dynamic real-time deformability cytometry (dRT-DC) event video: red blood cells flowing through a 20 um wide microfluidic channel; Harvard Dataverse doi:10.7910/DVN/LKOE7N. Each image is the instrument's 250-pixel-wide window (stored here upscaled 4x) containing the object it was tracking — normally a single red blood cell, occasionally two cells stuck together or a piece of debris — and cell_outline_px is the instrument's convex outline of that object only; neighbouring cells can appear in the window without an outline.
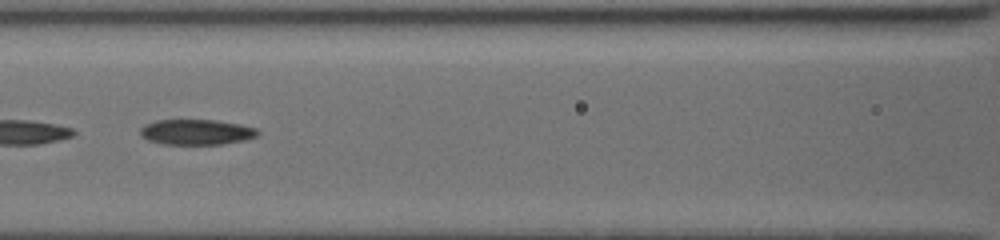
{"species": "common noctule bat (a hibernating species)", "species_latin": "Nyctalus noctula", "temperature_condition": "cold", "stored_images_in_passage": 75, "camera_frame_rate_fps": 3000, "um_per_image_px": 0.085, "animal": {"sex": "female", "body_mass_g": 19.5, "forearm_length_mm": 54.1}, "frame": {"image": 1, "passage_image": 53, "time_ms": 8.0, "image_size_px": [1000, 240], "cell_outline_px": [[260, 132], [256, 136], [244, 140], [224, 144], [164, 144], [148, 140], [140, 136], [140, 128], [144, 124], [156, 120], [216, 120], [240, 124], [256, 128]], "centroid_in_image_um": [16.68, 11.22], "position_along_channel_um": 149.9, "area_um2": 17.46}}